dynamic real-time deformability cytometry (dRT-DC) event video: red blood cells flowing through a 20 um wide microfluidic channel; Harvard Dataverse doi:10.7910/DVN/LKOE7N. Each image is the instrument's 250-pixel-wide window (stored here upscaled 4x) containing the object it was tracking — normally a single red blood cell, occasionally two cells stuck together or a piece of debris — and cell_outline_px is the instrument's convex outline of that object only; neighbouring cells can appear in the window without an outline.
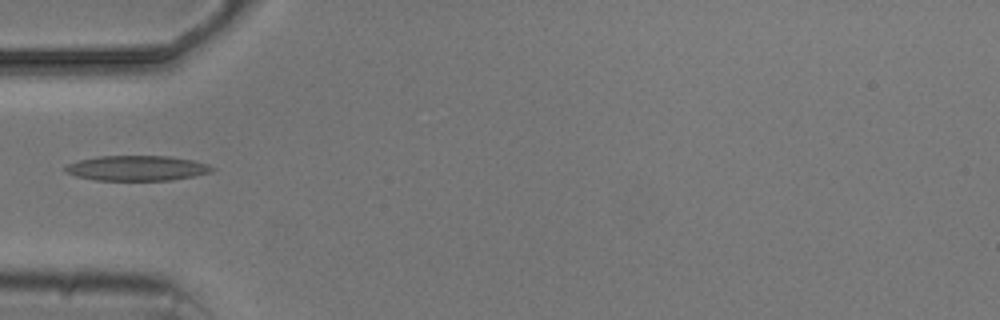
{"species": "common noctule bat (a hibernating species)", "species_latin": "Nyctalus noctula", "temperature_condition": "cold", "stored_images_in_passage": 5, "camera_frame_rate_fps": 3000, "um_per_image_px": 0.085, "animal": {"sex": "male", "body_mass_g": 20.5, "forearm_length_mm": 52.5}, "frame": {"image": 1, "passage_image": 4, "time_ms": 5.0, "image_size_px": [1000, 320], "cell_outline_px": [[216, 168], [212, 172], [172, 180], [96, 180], [76, 176], [64, 172], [64, 168], [68, 164], [80, 160], [96, 156], [168, 156], [192, 160], [208, 164]], "centroid_in_image_um": [11.64, 14.29], "position_along_channel_um": 73.4, "area_um2": 21.44}}
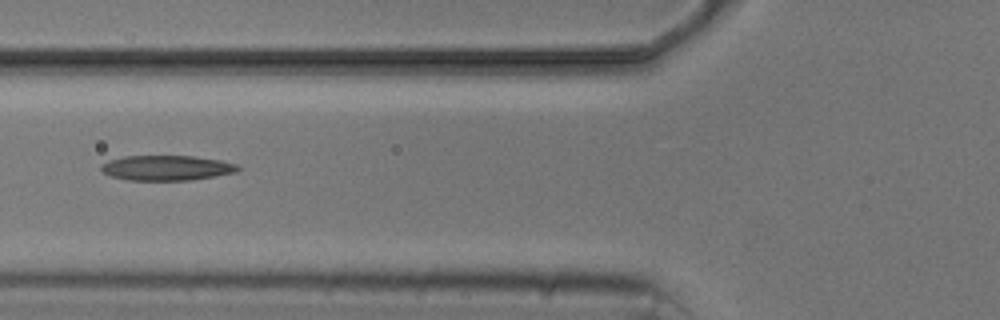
{"frame": {"image": 2, "passage_image": 5, "time_ms": 6.0, "image_size_px": [1000, 320], "cell_outline_px": [[240, 168], [236, 172], [188, 180], [128, 180], [112, 176], [100, 172], [100, 164], [108, 160], [124, 156], [192, 156], [220, 160], [236, 164]], "centroid_in_image_um": [14.09, 14.26], "position_along_channel_um": 111.7, "area_um2": 19.88}}